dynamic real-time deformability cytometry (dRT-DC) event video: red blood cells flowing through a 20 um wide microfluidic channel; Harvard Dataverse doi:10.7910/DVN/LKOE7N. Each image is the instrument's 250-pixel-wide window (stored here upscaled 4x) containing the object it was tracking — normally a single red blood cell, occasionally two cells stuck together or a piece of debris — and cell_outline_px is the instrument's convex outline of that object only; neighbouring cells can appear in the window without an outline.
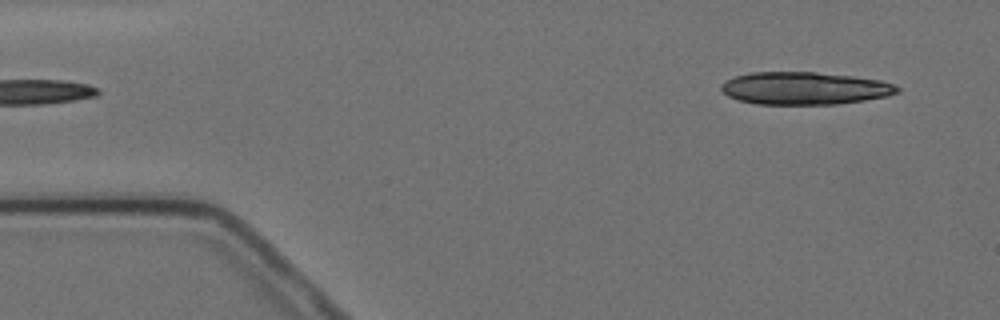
{"species": "Egyptian fruit bat (a non-hibernating species)", "species_latin": "Rousettus aegyptiacus", "temperature_condition": "cold", "stored_images_in_passage": 14, "camera_frame_rate_fps": 3000, "um_per_image_px": 0.085, "animal": {"sex": "female"}, "frame": {"image": 1, "passage_image": 1, "time_ms": 0.0, "image_size_px": [1000, 320], "cell_outline_px": [[900, 92], [888, 96], [864, 100], [836, 104], [756, 104], [740, 100], [728, 96], [720, 88], [720, 84], [736, 76], [752, 72], [816, 72], [852, 76], [880, 80], [896, 84], [900, 88]], "centroid_in_image_um": [68.43, 7.5], "position_along_channel_um": 16.6, "area_um2": 33.41}}
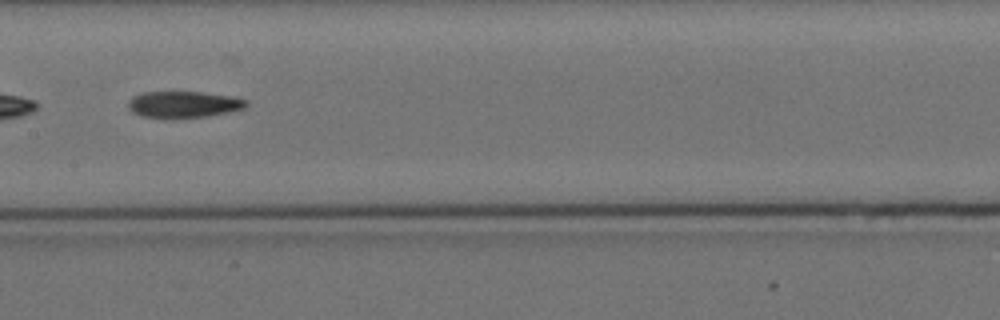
{"frame": {"image": 2, "passage_image": 7, "time_ms": 7.667, "image_size_px": [1000, 320], "cell_outline_px": [[248, 108], [208, 116], [172, 120], [164, 120], [140, 116], [132, 112], [128, 108], [128, 100], [132, 96], [144, 92], [200, 92], [232, 96], [248, 100]], "centroid_in_image_um": [15.58, 8.91], "position_along_channel_um": 191.8, "area_um2": 18.96}}
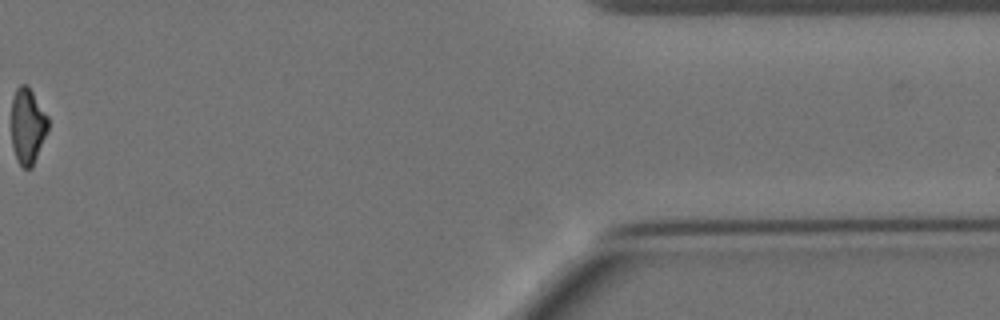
{"frame": {"image": 3, "passage_image": 13, "time_ms": 15.667, "image_size_px": [1000, 320], "cell_outline_px": [[48, 132], [32, 168], [24, 168], [20, 164], [16, 156], [12, 144], [12, 100], [16, 88], [20, 84], [28, 84], [48, 116]], "centroid_in_image_um": [2.37, 10.68], "position_along_channel_um": 409.0, "area_um2": 16.3}}